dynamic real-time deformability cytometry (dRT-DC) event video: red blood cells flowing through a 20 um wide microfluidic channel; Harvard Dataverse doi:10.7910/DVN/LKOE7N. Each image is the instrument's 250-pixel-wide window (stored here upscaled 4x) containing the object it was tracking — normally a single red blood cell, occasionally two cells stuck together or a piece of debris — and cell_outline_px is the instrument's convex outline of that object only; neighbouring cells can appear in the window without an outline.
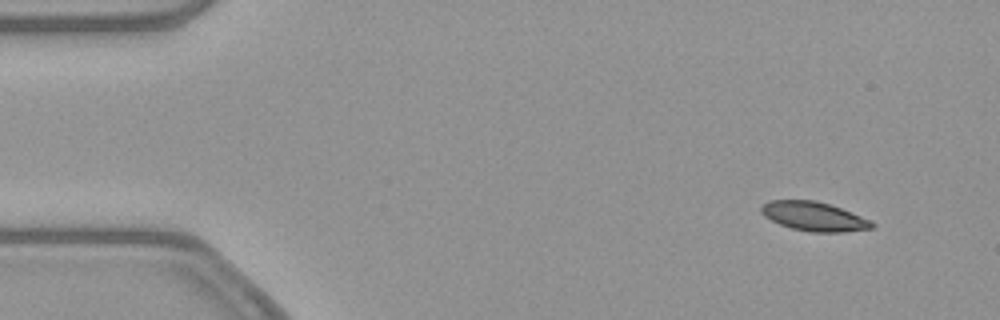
{"species": "common noctule bat (a hibernating species)", "species_latin": "Nyctalus noctula", "temperature_condition": "warm", "stored_images_in_passage": 55, "segment_of_instrument_passage": [1, 2], "camera_frame_rate_fps": 3000, "um_per_image_px": 0.085, "animal": {"sex": "female", "body_mass_g": 21.9}, "frame": {"image": 1, "passage_image": 5, "time_ms": 1.333, "image_size_px": [1000, 320], "cell_outline_px": [[876, 224], [872, 228], [844, 232], [812, 232], [792, 228], [780, 224], [764, 216], [760, 212], [760, 208], [768, 200], [816, 200], [840, 208], [872, 220]], "centroid_in_image_um": [69.19, 18.39], "position_along_channel_um": 15.8, "area_um2": 18.73}}
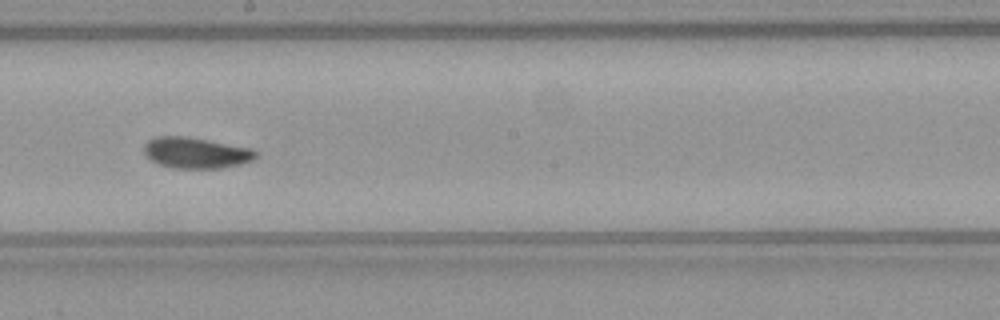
{"frame": {"image": 2, "passage_image": 30, "time_ms": 9.667, "image_size_px": [1000, 320], "cell_outline_px": [[256, 156], [252, 160], [240, 164], [220, 168], [172, 168], [160, 164], [152, 160], [144, 152], [144, 144], [148, 140], [156, 136], [184, 136], [208, 140], [252, 148], [256, 152]], "centroid_in_image_um": [16.64, 12.98], "position_along_channel_um": 231.6, "area_um2": 20.0}}
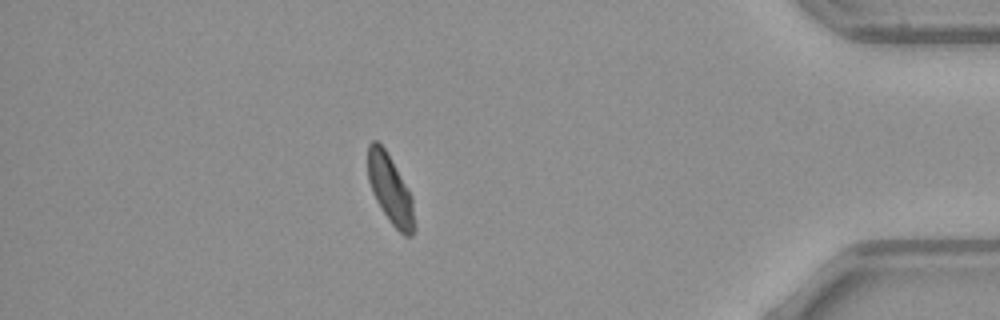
{"frame": {"image": 3, "passage_image": 47, "time_ms": 15.333, "image_size_px": [1000, 320], "cell_outline_px": [[416, 228], [412, 236], [404, 236], [388, 220], [376, 200], [372, 192], [368, 180], [368, 144], [372, 140], [376, 140], [384, 148], [408, 188], [412, 196]], "centroid_in_image_um": [33.19, 16.14], "position_along_channel_um": 402.0, "area_um2": 18.67}}